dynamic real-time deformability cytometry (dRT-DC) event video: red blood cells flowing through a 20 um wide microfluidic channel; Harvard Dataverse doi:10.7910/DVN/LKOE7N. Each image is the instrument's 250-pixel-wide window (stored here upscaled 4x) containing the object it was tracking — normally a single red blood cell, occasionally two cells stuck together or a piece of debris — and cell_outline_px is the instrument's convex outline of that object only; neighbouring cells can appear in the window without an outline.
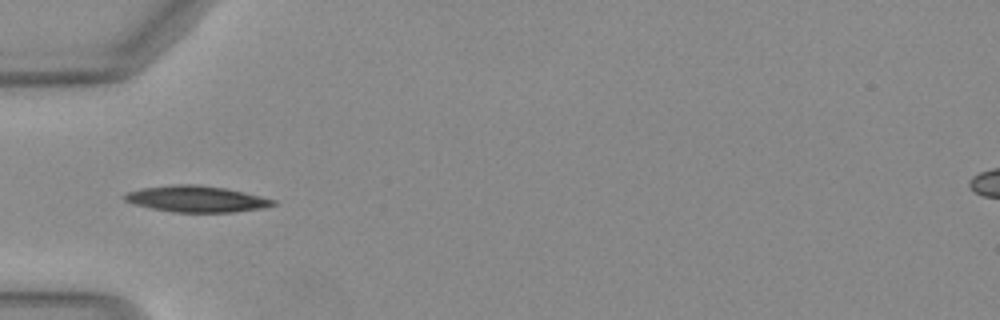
{"species": "Egyptian fruit bat (a non-hibernating species)", "species_latin": "Rousettus aegyptiacus", "temperature_condition": "warm", "stored_images_in_passage": 24, "camera_frame_rate_fps": 3000, "um_per_image_px": 0.085, "animal": {"sex": "female"}, "frame": {"image": 1, "passage_image": 4, "time_ms": 1.0, "image_size_px": [1000, 320], "cell_outline_px": [[276, 204], [264, 208], [232, 212], [172, 212], [152, 208], [136, 204], [124, 200], [124, 196], [128, 192], [140, 188], [172, 184], [196, 184], [224, 188], [244, 192], [276, 200]], "centroid_in_image_um": [16.71, 16.9], "position_along_channel_um": 68.3, "area_um2": 22.6}}